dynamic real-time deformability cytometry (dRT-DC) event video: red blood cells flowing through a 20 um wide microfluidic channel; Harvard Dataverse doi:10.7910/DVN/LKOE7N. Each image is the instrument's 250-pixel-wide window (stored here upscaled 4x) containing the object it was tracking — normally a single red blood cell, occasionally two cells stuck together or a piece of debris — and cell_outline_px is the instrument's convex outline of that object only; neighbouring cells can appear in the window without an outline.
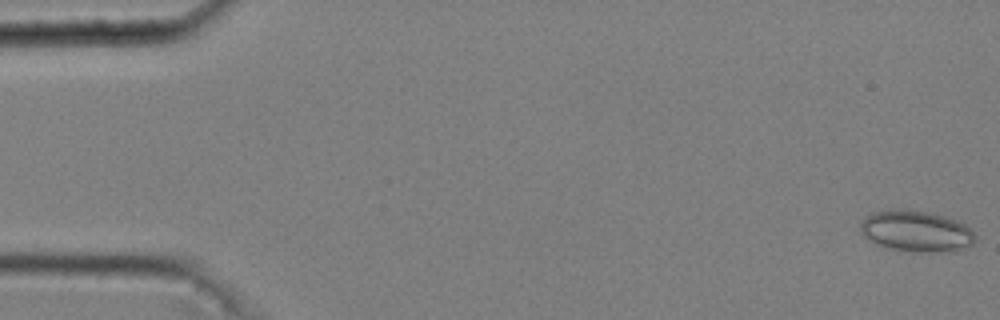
{"species": "common noctule bat (a hibernating species)", "species_latin": "Nyctalus noctula", "temperature_condition": "cold", "stored_images_in_passage": 44, "camera_frame_rate_fps": 3000, "um_per_image_px": 0.085, "animal": {"sex": "male", "body_mass_g": 20.4}, "frame": {"image": 1, "passage_image": 1, "time_ms": 0.0, "image_size_px": [1000, 320], "cell_outline_px": [[976, 240], [972, 244], [964, 248], [952, 252], [916, 252], [892, 248], [876, 244], [864, 236], [860, 232], [860, 220], [872, 212], [896, 208], [900, 208], [928, 212], [944, 216], [956, 220], [964, 224], [976, 236]], "centroid_in_image_um": [77.86, 19.64], "position_along_channel_um": 7.1, "area_um2": 27.74}}
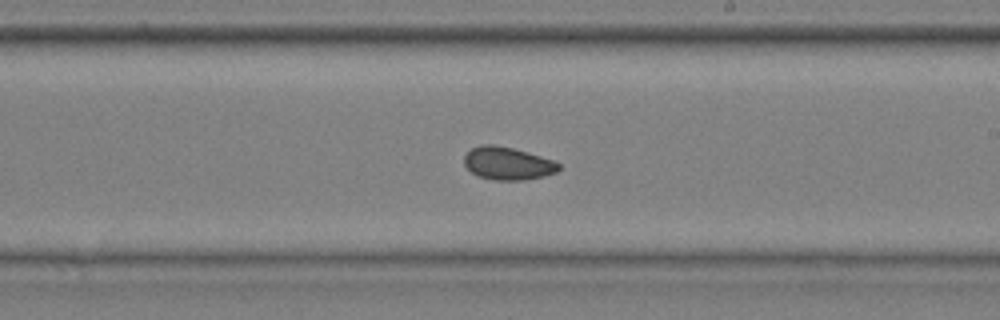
{"frame": {"image": 2, "passage_image": 32, "time_ms": 10.333, "image_size_px": [1000, 320], "cell_outline_px": [[560, 168], [556, 172], [544, 176], [524, 180], [496, 180], [480, 176], [472, 172], [464, 164], [464, 156], [472, 148], [480, 144], [496, 144], [528, 152], [552, 160], [560, 164]], "centroid_in_image_um": [43.15, 13.88], "position_along_channel_um": 245.8, "area_um2": 17.98}}
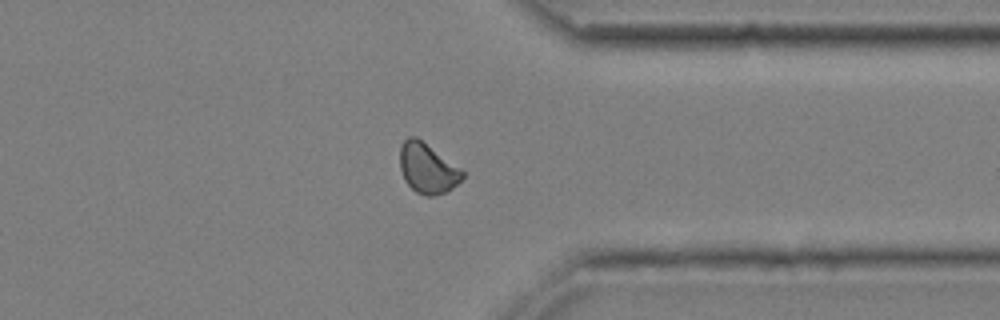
{"frame": {"image": 3, "passage_image": 43, "time_ms": 14.0, "image_size_px": [1000, 320], "cell_outline_px": [[464, 176], [448, 192], [432, 196], [424, 196], [416, 192], [404, 180], [400, 168], [400, 144], [408, 136], [416, 136], [460, 168], [464, 172]], "centroid_in_image_um": [36.31, 14.31], "position_along_channel_um": 375.1, "area_um2": 18.21}}